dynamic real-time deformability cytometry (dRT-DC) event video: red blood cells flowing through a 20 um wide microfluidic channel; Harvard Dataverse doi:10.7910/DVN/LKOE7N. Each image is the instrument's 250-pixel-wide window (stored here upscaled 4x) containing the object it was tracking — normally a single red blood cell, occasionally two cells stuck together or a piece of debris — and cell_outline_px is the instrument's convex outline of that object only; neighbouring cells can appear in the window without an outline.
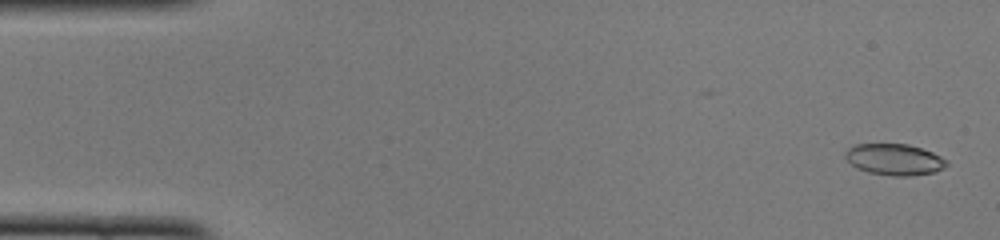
{"species": "common noctule bat (a hibernating species)", "species_latin": "Nyctalus noctula", "temperature_condition": "cold", "stored_images_in_passage": 50, "camera_frame_rate_fps": 3000, "um_per_image_px": 0.085, "animal": {"sex": "female", "body_mass_g": 22.0, "forearm_length_mm": 56.7}, "frame": {"image": 1, "passage_image": 2, "time_ms": 0.333, "image_size_px": [1000, 240], "cell_outline_px": [[948, 164], [944, 168], [932, 172], [912, 176], [892, 176], [868, 172], [856, 168], [844, 156], [844, 152], [848, 148], [856, 144], [908, 144], [932, 152], [948, 160]], "centroid_in_image_um": [76.02, 13.56], "position_along_channel_um": 9.0, "area_um2": 18.5}}
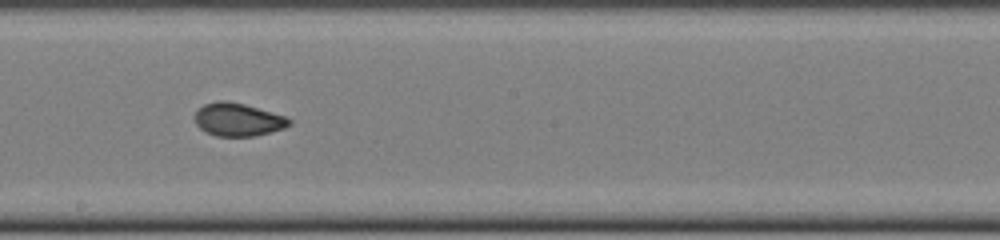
{"frame": {"image": 2, "passage_image": 28, "time_ms": 9.0, "image_size_px": [1000, 240], "cell_outline_px": [[292, 124], [284, 128], [256, 136], [216, 136], [204, 132], [196, 124], [196, 112], [204, 104], [216, 100], [228, 100], [244, 104], [284, 116], [292, 120]], "centroid_in_image_um": [20.22, 10.17], "position_along_channel_um": 228.0, "area_um2": 18.15}}
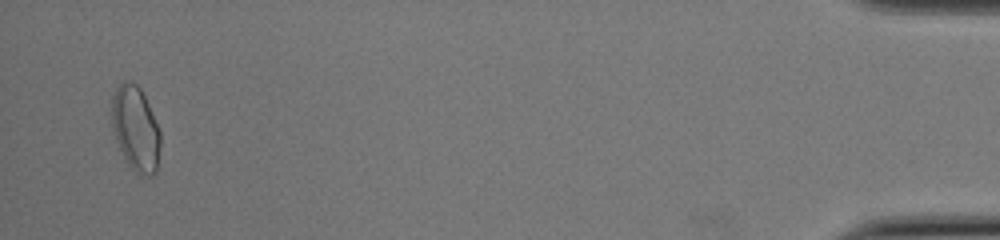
{"frame": {"image": 3, "passage_image": 49, "time_ms": 16.0, "image_size_px": [1000, 240], "cell_outline_px": [[160, 144], [156, 172], [152, 176], [148, 176], [136, 172], [128, 164], [116, 140], [112, 128], [112, 96], [116, 88], [124, 80], [132, 80], [140, 88], [148, 104], [160, 132]], "centroid_in_image_um": [11.52, 10.91], "position_along_channel_um": 423.7, "area_um2": 23.76}, "authors_computed_cell_mechanics": {"area_um2": 18.6405, "velocity_mm_per_s": 3.9887, "shape_relaxation_time_tau1_ms": null, "shape_relaxation_time_tau2_ms": 1.1438, "deformation_change_tau1": null, "deformation_change_tau2": 0.0528}}